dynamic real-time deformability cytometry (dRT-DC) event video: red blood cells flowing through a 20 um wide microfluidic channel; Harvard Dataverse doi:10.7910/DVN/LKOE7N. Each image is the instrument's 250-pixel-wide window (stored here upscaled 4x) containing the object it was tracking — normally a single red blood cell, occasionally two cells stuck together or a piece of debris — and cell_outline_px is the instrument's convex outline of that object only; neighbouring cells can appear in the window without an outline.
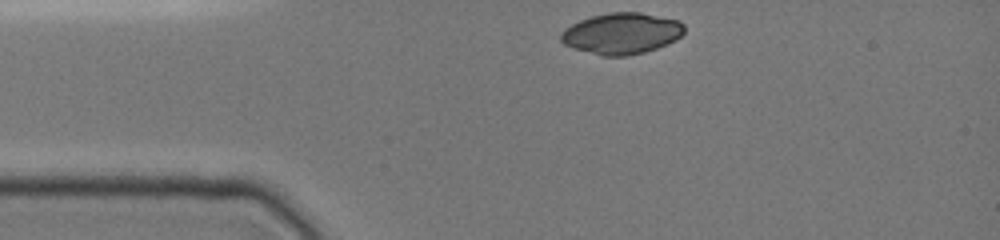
{"species": "common noctule bat (a hibernating species)", "species_latin": "Nyctalus noctula", "temperature_condition": "cold", "stored_images_in_passage": 9, "camera_frame_rate_fps": 3000, "um_per_image_px": 0.085, "animal": {"sex": "female", "body_mass_g": 19.0, "forearm_length_mm": 51.5}, "frame": {"image": 1, "passage_image": 1, "time_ms": 0.0, "image_size_px": [1000, 240], "cell_outline_px": [[684, 32], [676, 40], [668, 44], [644, 52], [628, 56], [600, 56], [572, 48], [564, 44], [560, 40], [560, 36], [564, 28], [580, 20], [592, 16], [608, 12], [640, 12], [680, 20], [684, 24]], "centroid_in_image_um": [52.84, 2.84], "position_along_channel_um": 32.2, "area_um2": 29.88}}
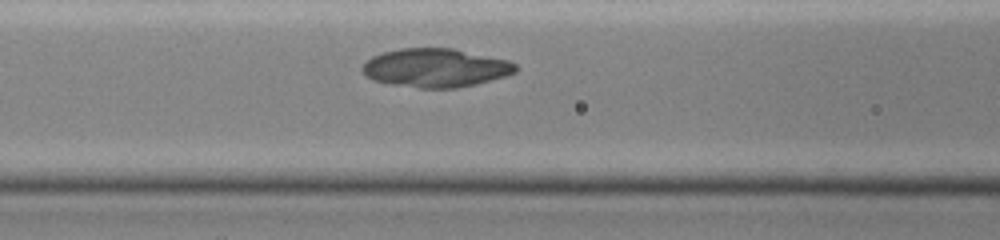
{"frame": {"image": 2, "passage_image": 7, "time_ms": 3.333, "image_size_px": [1000, 240], "cell_outline_px": [[516, 72], [504, 76], [476, 84], [456, 88], [420, 88], [388, 84], [372, 80], [364, 76], [360, 68], [372, 56], [384, 52], [400, 48], [452, 48], [508, 60], [516, 64]], "centroid_in_image_um": [36.98, 5.77], "position_along_channel_um": 129.6, "area_um2": 34.56}}
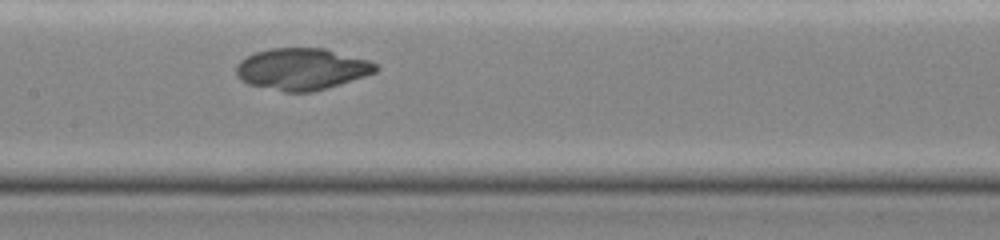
{"frame": {"image": 3, "passage_image": 9, "time_ms": 4.667, "image_size_px": [1000, 240], "cell_outline_px": [[380, 68], [376, 72], [340, 84], [312, 92], [284, 92], [248, 84], [240, 80], [236, 76], [236, 64], [240, 60], [256, 52], [268, 48], [324, 48], [368, 60], [376, 64]], "centroid_in_image_um": [25.63, 5.87], "position_along_channel_um": 181.8, "area_um2": 33.93}}